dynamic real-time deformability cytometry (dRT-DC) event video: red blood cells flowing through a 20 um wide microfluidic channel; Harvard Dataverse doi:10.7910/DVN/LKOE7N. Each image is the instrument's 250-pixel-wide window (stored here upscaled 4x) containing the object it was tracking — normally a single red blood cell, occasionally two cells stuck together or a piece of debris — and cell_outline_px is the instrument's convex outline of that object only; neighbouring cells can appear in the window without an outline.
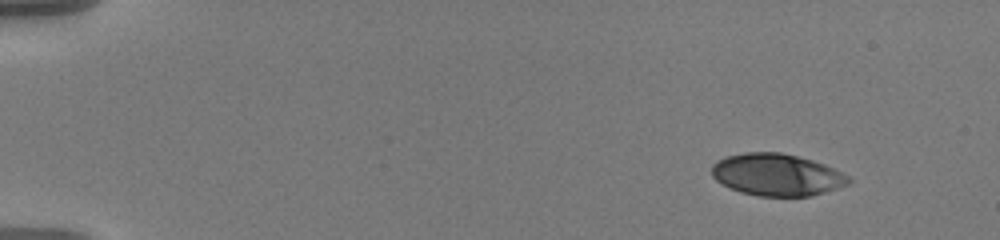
{"species": "human", "species_latin": "Homo sapiens", "temperature_condition": "warm", "stored_images_in_passage": 52, "camera_frame_rate_fps": 3000, "um_per_image_px": 0.085, "donor": {"sex": "male"}, "frame": {"image": 1, "passage_image": 1, "time_ms": 0.0, "image_size_px": [1000, 240], "cell_outline_px": [[852, 180], [848, 184], [812, 196], [760, 196], [740, 192], [716, 180], [712, 176], [712, 164], [716, 160], [724, 156], [744, 152], [780, 152], [812, 160], [824, 164], [848, 176]], "centroid_in_image_um": [66.0, 14.84], "position_along_channel_um": 19.0, "area_um2": 33.41}}
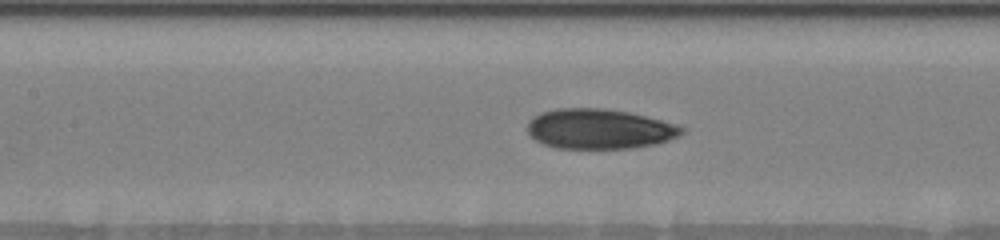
{"frame": {"image": 2, "passage_image": 23, "time_ms": 7.333, "image_size_px": [1000, 240], "cell_outline_px": [[684, 132], [680, 136], [656, 144], [632, 148], [556, 148], [544, 144], [536, 140], [528, 132], [528, 120], [532, 116], [540, 112], [556, 108], [604, 108], [628, 112], [676, 124], [684, 128]], "centroid_in_image_um": [50.93, 10.95], "position_along_channel_um": 156.5, "area_um2": 36.01}}
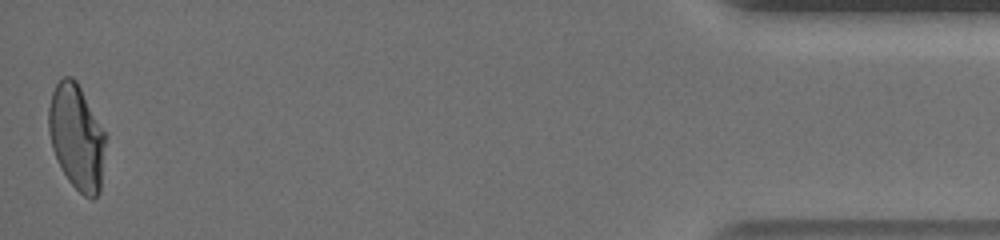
{"frame": {"image": 3, "passage_image": 52, "time_ms": 17.0, "image_size_px": [1000, 240], "cell_outline_px": [[108, 136], [100, 192], [92, 200], [84, 196], [68, 180], [52, 148], [48, 128], [48, 108], [52, 92], [56, 84], [64, 76], [72, 76], [76, 80]], "centroid_in_image_um": [6.55, 11.65], "position_along_channel_um": 428.6, "area_um2": 35.26}, "authors_computed_cell_mechanics": {"area_um2": 34.8823, "velocity_mm_per_s": 3.5957, "shape_relaxation_time_tau1_ms": 6.2619, "shape_relaxation_time_tau2_ms": 1.4929, "deformation_change_tau1": 0.2176, "deformation_change_tau2": 0.0636}}